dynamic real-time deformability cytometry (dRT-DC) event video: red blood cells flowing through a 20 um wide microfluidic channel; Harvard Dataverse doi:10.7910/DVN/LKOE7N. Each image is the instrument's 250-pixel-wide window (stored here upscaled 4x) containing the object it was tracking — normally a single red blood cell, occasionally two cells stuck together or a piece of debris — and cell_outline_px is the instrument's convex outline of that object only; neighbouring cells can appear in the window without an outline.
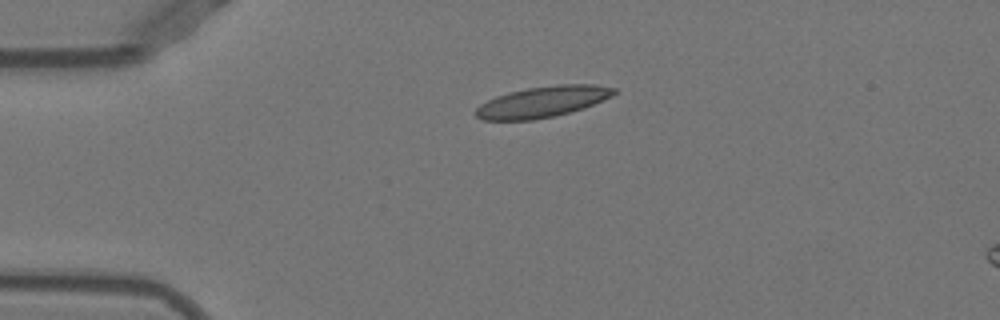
{"species": "Egyptian fruit bat (a non-hibernating species)", "species_latin": "Rousettus aegyptiacus", "temperature_condition": "warm", "stored_images_in_passage": 35, "camera_frame_rate_fps": 3000, "um_per_image_px": 0.085, "animal": {"sex": "female"}, "frame": {"image": 1, "passage_image": 1, "time_ms": 0.0, "image_size_px": [1000, 320], "cell_outline_px": [[616, 92], [612, 96], [584, 108], [552, 116], [532, 120], [484, 120], [476, 116], [476, 108], [480, 104], [496, 96], [508, 92], [528, 88], [556, 84], [592, 84], [616, 88]], "centroid_in_image_um": [46.11, 8.64], "position_along_channel_um": 38.9, "area_um2": 24.8}}
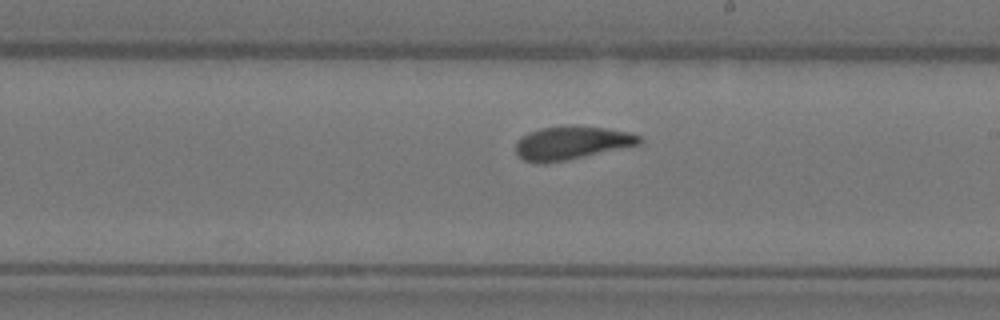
{"frame": {"image": 2, "passage_image": 19, "time_ms": 6.0, "image_size_px": [1000, 320], "cell_outline_px": [[644, 140], [640, 144], [564, 160], [544, 164], [536, 164], [524, 160], [516, 152], [516, 144], [528, 132], [540, 128], [572, 124], [608, 128], [628, 132], [640, 136]], "centroid_in_image_um": [48.59, 12.12], "position_along_channel_um": 240.4, "area_um2": 23.99}}
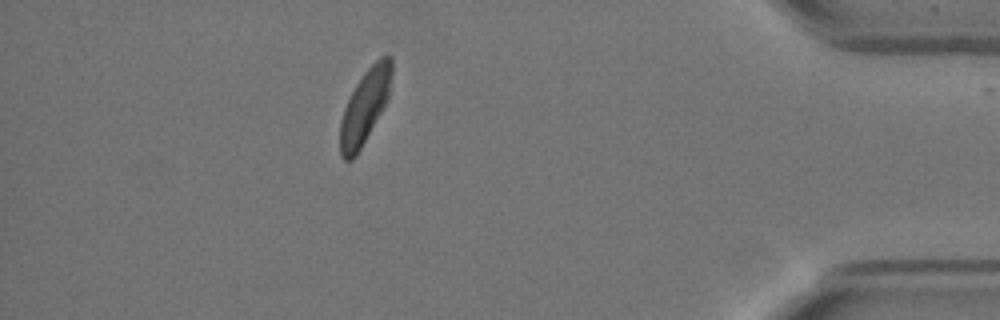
{"frame": {"image": 3, "passage_image": 35, "time_ms": 11.333, "image_size_px": [1000, 320], "cell_outline_px": [[392, 72], [388, 96], [380, 112], [356, 156], [352, 160], [344, 160], [340, 156], [340, 120], [344, 108], [356, 84], [364, 72], [380, 56], [392, 56]], "centroid_in_image_um": [30.99, 9.05], "position_along_channel_um": 404.2, "area_um2": 21.68}, "authors_computed_cell_mechanics": {"area_um2": 24.5072, "velocity_mm_per_s": 3.9034, "shape_relaxation_time_tau1_ms": 3.7559, "shape_relaxation_time_tau2_ms": 0.9229, "deformation_change_tau1": 0.1287, "deformation_change_tau2": 0.061}}